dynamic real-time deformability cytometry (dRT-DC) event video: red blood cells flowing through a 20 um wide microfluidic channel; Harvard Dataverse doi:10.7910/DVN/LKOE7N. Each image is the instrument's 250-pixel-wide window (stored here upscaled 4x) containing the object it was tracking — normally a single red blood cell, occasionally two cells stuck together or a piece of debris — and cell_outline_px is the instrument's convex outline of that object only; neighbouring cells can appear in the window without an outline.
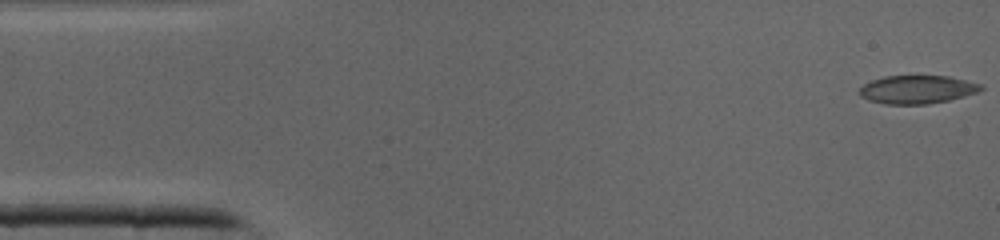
{"species": "common noctule bat (a hibernating species)", "species_latin": "Nyctalus noctula", "temperature_condition": "cold", "stored_images_in_passage": 41, "camera_frame_rate_fps": 3000, "um_per_image_px": 0.085, "animal": {"sex": "male", "body_mass_g": 19.0, "forearm_length_mm": 50.8}, "frame": {"image": 1, "passage_image": 1, "time_ms": 0.0, "image_size_px": [1000, 240], "cell_outline_px": [[984, 88], [976, 92], [964, 96], [948, 100], [928, 104], [884, 104], [868, 100], [860, 96], [860, 88], [864, 84], [872, 80], [884, 76], [948, 76], [984, 84]], "centroid_in_image_um": [77.97, 7.6], "position_along_channel_um": 7.0, "area_um2": 20.0}}
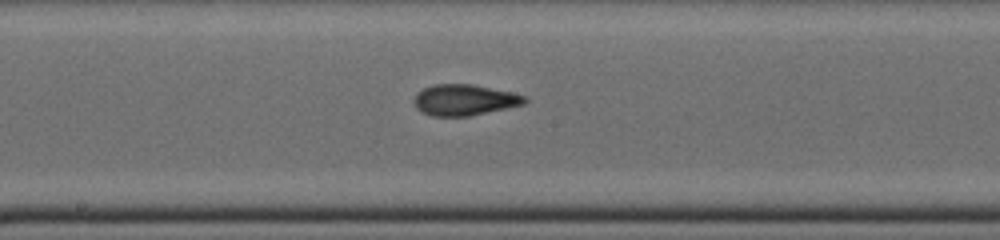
{"frame": {"image": 2, "passage_image": 21, "time_ms": 6.667, "image_size_px": [1000, 240], "cell_outline_px": [[528, 100], [524, 104], [468, 116], [432, 116], [416, 108], [412, 100], [416, 92], [432, 84], [472, 84], [512, 92], [528, 96]], "centroid_in_image_um": [39.46, 8.48], "position_along_channel_um": 208.7, "area_um2": 20.06}}
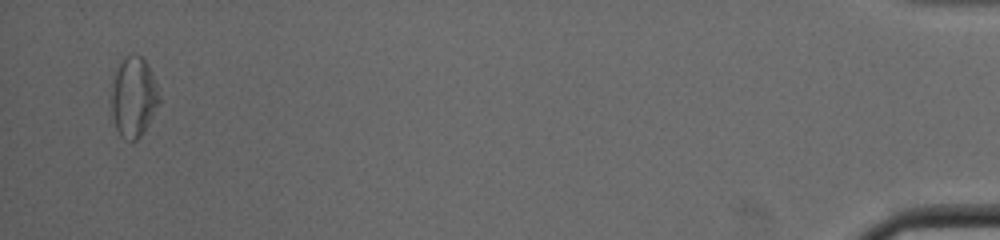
{"frame": {"image": 3, "passage_image": 40, "time_ms": 13.0, "image_size_px": [1000, 240], "cell_outline_px": [[160, 104], [144, 132], [136, 140], [132, 140], [120, 136], [116, 128], [112, 116], [112, 84], [116, 72], [124, 56], [140, 56], [144, 60], [152, 72], [160, 96]], "centroid_in_image_um": [11.38, 8.28], "position_along_channel_um": 423.8, "area_um2": 22.08}}